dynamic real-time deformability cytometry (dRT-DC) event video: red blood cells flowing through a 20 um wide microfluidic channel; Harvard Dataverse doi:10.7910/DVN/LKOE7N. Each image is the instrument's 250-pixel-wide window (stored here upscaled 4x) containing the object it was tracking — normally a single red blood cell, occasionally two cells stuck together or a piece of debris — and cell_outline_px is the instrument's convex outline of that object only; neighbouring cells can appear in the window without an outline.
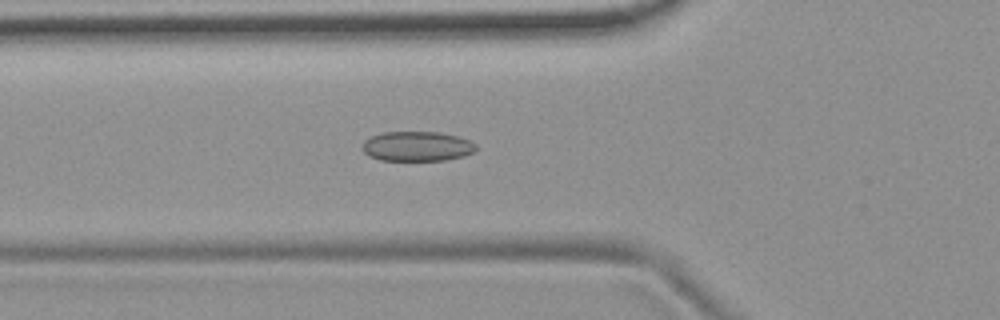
{"species": "common noctule bat (a hibernating species)", "species_latin": "Nyctalus noctula", "temperature_condition": "room temperature", "stored_images_in_passage": 38, "camera_frame_rate_fps": 3000, "um_per_image_px": 0.085, "animal": {"sex": "female", "body_mass_g": 19.9}, "frame": {"image": 1, "passage_image": 8, "time_ms": 2.333, "image_size_px": [1000, 320], "cell_outline_px": [[476, 148], [472, 152], [464, 156], [444, 160], [380, 160], [368, 156], [360, 148], [364, 140], [372, 136], [384, 132], [440, 132], [460, 136], [472, 140], [476, 144]], "centroid_in_image_um": [35.45, 12.43], "position_along_channel_um": 90.4, "area_um2": 19.94}}
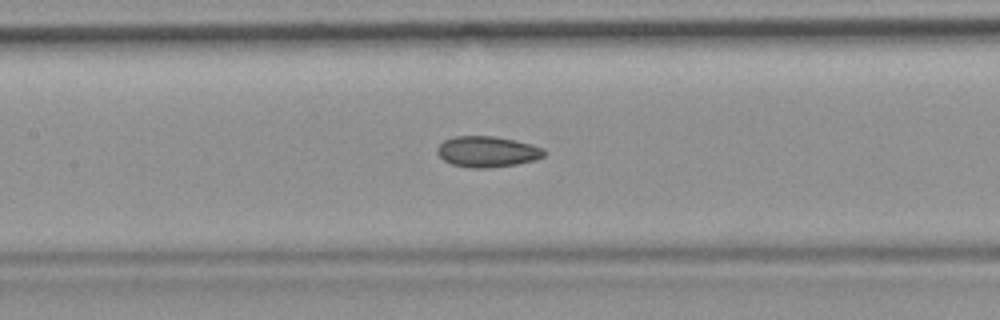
{"frame": {"image": 2, "passage_image": 14, "time_ms": 4.333, "image_size_px": [1000, 320], "cell_outline_px": [[548, 152], [544, 156], [536, 160], [516, 164], [488, 168], [472, 168], [452, 164], [444, 160], [436, 152], [436, 148], [444, 140], [456, 136], [496, 136], [516, 140], [532, 144], [544, 148]], "centroid_in_image_um": [41.46, 12.88], "position_along_channel_um": 165.9, "area_um2": 19.42}}
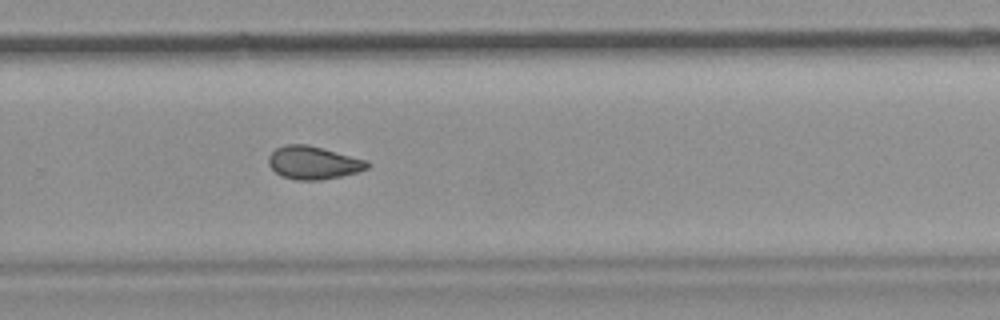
{"frame": {"image": 3, "passage_image": 25, "time_ms": 8.0, "image_size_px": [1000, 320], "cell_outline_px": [[372, 164], [368, 168], [356, 172], [340, 176], [320, 180], [296, 180], [284, 176], [276, 172], [268, 164], [268, 156], [276, 148], [284, 144], [308, 144], [368, 160]], "centroid_in_image_um": [26.65, 13.81], "position_along_channel_um": 303.2, "area_um2": 19.02}, "authors_computed_cell_mechanics": {"area_um2": 19.4208, "velocity_mm_per_s": 3.7612, "shape_relaxation_time_tau1_ms": null, "shape_relaxation_time_tau2_ms": 2.5836, "deformation_change_tau1": null, "deformation_change_tau2": 0.0763}}